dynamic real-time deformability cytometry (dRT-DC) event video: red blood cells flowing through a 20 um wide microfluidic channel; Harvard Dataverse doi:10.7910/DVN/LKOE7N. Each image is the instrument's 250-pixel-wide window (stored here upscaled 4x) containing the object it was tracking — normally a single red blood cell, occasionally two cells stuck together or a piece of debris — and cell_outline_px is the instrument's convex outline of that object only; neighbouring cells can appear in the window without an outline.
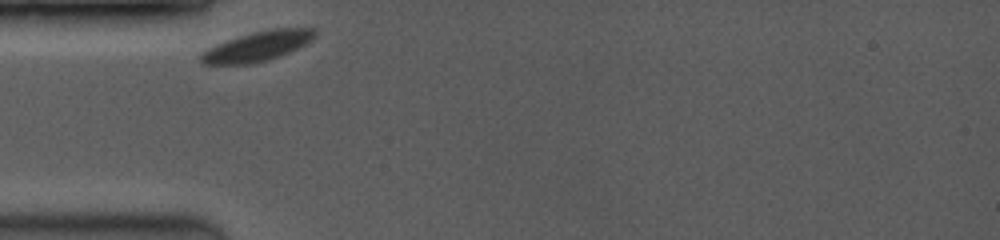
{"species": "common noctule bat (a hibernating species)", "species_latin": "Nyctalus noctula", "temperature_condition": "room temperature", "stored_images_in_passage": 34, "camera_frame_rate_fps": 3500, "um_per_image_px": 0.085, "animal": {"sex": "female", "body_mass_g": 19.0, "forearm_length_mm": 53.3}, "frame": {"image": 1, "passage_image": 1, "time_ms": 0.0, "image_size_px": [1000, 240], "cell_outline_px": [[316, 36], [312, 40], [280, 56], [268, 60], [252, 64], [204, 64], [200, 60], [200, 52], [216, 44], [252, 32], [276, 28], [312, 28], [316, 32]], "centroid_in_image_um": [21.87, 3.94], "position_along_channel_um": 63.1, "area_um2": 19.59}}
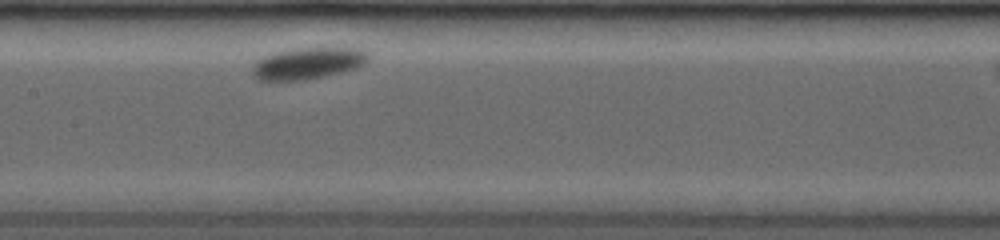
{"frame": {"image": 2, "passage_image": 13, "time_ms": 3.429, "image_size_px": [1000, 240], "cell_outline_px": [[368, 60], [364, 64], [356, 68], [324, 76], [304, 80], [260, 80], [252, 76], [252, 64], [264, 56], [276, 52], [296, 48], [368, 48]], "centroid_in_image_um": [26.18, 5.37], "position_along_channel_um": 181.2, "area_um2": 21.39}}
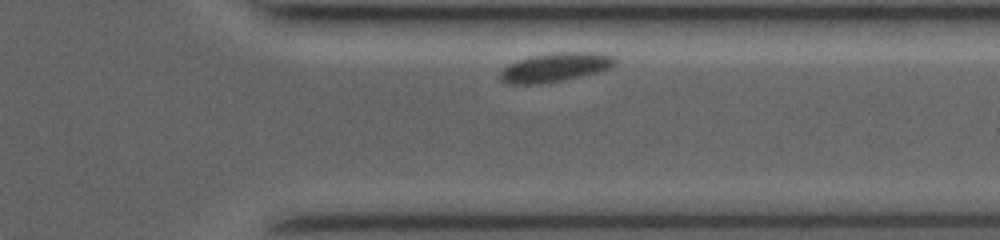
{"frame": {"image": 3, "passage_image": 31, "time_ms": 8.571, "image_size_px": [1000, 240], "cell_outline_px": [[616, 64], [608, 68], [596, 72], [564, 80], [540, 84], [508, 84], [500, 80], [500, 72], [508, 64], [516, 60], [528, 56], [556, 52], [600, 52], [616, 56]], "centroid_in_image_um": [47.19, 5.71], "position_along_channel_um": 364.2, "area_um2": 19.59}}